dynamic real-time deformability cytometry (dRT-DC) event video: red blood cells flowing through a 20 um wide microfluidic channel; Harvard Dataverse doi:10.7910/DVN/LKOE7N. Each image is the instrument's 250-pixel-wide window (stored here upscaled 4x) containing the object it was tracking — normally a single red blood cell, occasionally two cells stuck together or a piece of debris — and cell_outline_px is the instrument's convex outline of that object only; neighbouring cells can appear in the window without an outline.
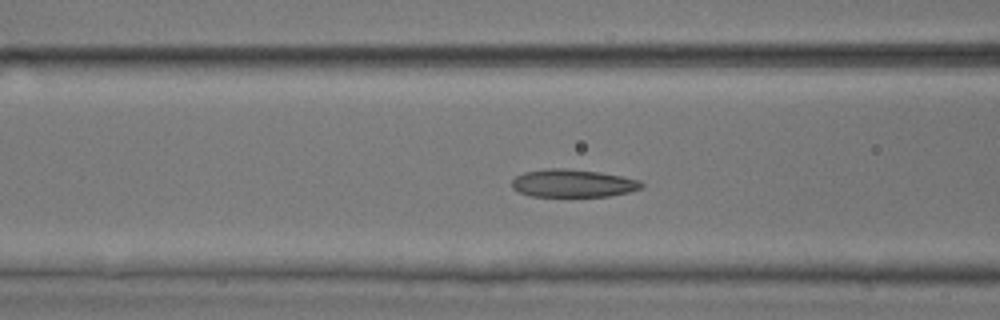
{"species": "common noctule bat (a hibernating species)", "species_latin": "Nyctalus noctula", "temperature_condition": "room temperature", "stored_images_in_passage": 21, "camera_frame_rate_fps": 3000, "um_per_image_px": 0.085, "animal": {"sex": "male", "body_mass_g": 17.9, "forearm_length_mm": 54.2}, "frame": {"image": 1, "passage_image": 12, "time_ms": 3.667, "image_size_px": [1000, 320], "cell_outline_px": [[644, 188], [628, 192], [608, 196], [532, 196], [520, 192], [512, 188], [512, 180], [516, 176], [524, 172], [544, 168], [568, 168], [600, 172], [640, 180], [644, 184]], "centroid_in_image_um": [48.7, 15.57], "position_along_channel_um": 117.9, "area_um2": 21.1}}
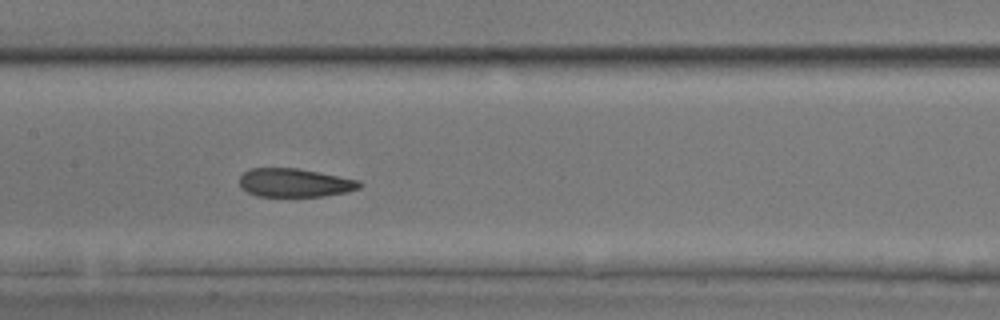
{"frame": {"image": 2, "passage_image": 17, "time_ms": 5.333, "image_size_px": [1000, 320], "cell_outline_px": [[364, 184], [360, 188], [348, 192], [324, 196], [256, 196], [240, 188], [240, 176], [244, 172], [252, 168], [296, 168], [360, 180]], "centroid_in_image_um": [25.07, 15.54], "position_along_channel_um": 182.3, "area_um2": 20.0}}